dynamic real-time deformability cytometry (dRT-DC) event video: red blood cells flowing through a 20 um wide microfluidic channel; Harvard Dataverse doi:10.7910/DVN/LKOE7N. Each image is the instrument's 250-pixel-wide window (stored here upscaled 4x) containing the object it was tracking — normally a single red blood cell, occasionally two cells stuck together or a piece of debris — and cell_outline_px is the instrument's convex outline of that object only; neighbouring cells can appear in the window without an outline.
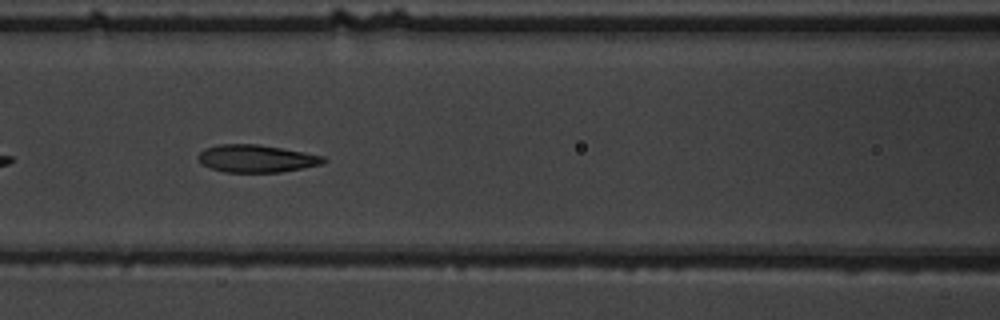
{"species": "common noctule bat (a hibernating species)", "species_latin": "Nyctalus noctula", "temperature_condition": "warm", "stored_images_in_passage": 34, "camera_frame_rate_fps": 3000, "um_per_image_px": 0.085, "animal": {"sex": "male", "body_mass_g": 19.5, "forearm_length_mm": 54.6}, "frame": {"image": 1, "passage_image": 9, "time_ms": 2.667, "image_size_px": [1000, 320], "cell_outline_px": [[328, 160], [320, 164], [280, 172], [224, 172], [212, 168], [204, 164], [196, 156], [204, 148], [216, 144], [256, 144], [304, 152], [324, 156]], "centroid_in_image_um": [21.77, 13.47], "position_along_channel_um": 144.8, "area_um2": 19.88}}
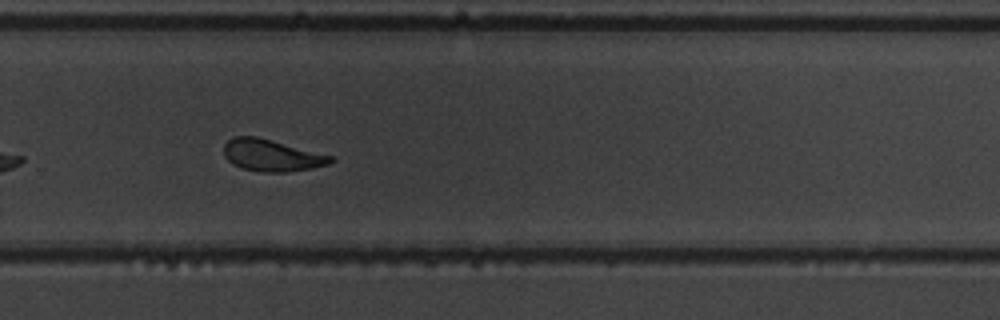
{"frame": {"image": 2, "passage_image": 22, "time_ms": 7.0, "image_size_px": [1000, 320], "cell_outline_px": [[336, 160], [328, 164], [312, 168], [288, 172], [264, 172], [244, 168], [232, 164], [224, 156], [224, 144], [232, 136], [256, 136], [332, 156]], "centroid_in_image_um": [23.07, 13.2], "position_along_channel_um": 306.7, "area_um2": 19.65}}
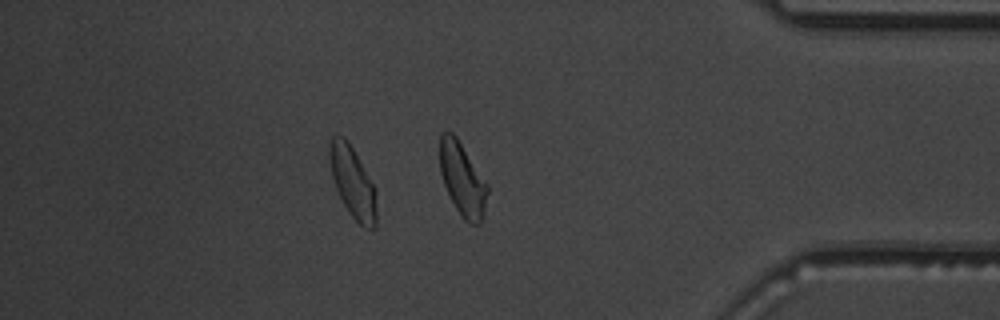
{"frame": {"image": 3, "passage_image": 31, "time_ms": 10.0, "image_size_px": [1000, 320], "cell_outline_px": [[488, 192], [480, 224], [468, 224], [460, 216], [444, 184], [440, 172], [440, 136], [444, 132], [452, 132], [456, 136], [488, 184]], "centroid_in_image_um": [39.31, 15.25], "position_along_channel_um": 395.9, "area_um2": 20.06}, "authors_computed_cell_mechanics": {"area_um2": 20.0566, "velocity_mm_per_s": 3.7477, "shape_relaxation_time_tau1_ms": 3.8411, "shape_relaxation_time_tau2_ms": 1.3797, "deformation_change_tau1": 0.1606, "deformation_change_tau2": 0.0875}}